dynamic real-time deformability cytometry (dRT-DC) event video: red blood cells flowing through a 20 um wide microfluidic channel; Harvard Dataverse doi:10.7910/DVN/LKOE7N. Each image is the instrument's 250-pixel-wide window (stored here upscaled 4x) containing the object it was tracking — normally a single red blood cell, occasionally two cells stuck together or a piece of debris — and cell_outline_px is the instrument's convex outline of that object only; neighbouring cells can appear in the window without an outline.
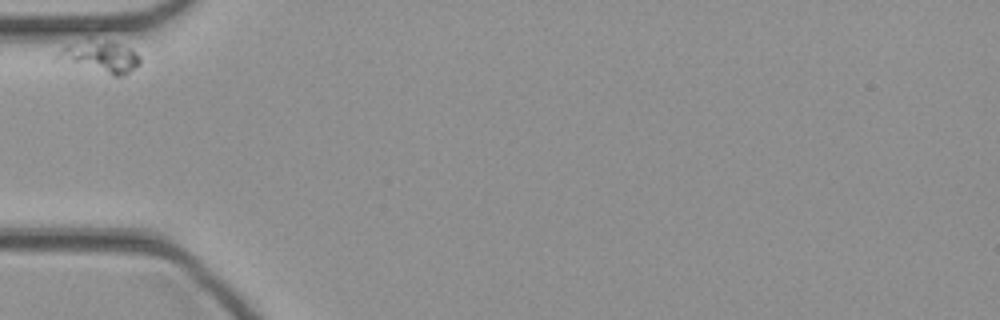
{"species": "common noctule bat (a hibernating species)", "species_latin": "Nyctalus noctula", "temperature_condition": "cold", "stored_images_in_passage": 30, "camera_frame_rate_fps": 3000, "um_per_image_px": 0.085, "animal": {"sex": "female", "body_mass_g": 21.9}, "frame": {"image": 1, "passage_image": 1, "time_ms": 0.0, "image_size_px": [1000, 320], "cell_outline_px": [[140, 64], [124, 76], [112, 76], [52, 60], [52, 56], [68, 44], [88, 36], [116, 44], [128, 48], [136, 52], [140, 56]], "centroid_in_image_um": [8.4, 4.82], "position_along_channel_um": 76.6, "area_um2": 16.07}}
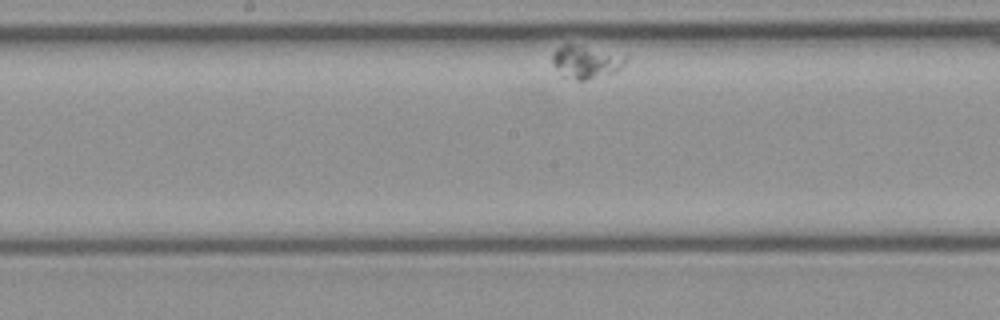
{"frame": {"image": 2, "passage_image": 14, "time_ms": 4.333, "image_size_px": [1000, 320], "cell_outline_px": [[628, 56], [624, 64], [616, 72], [584, 80], [576, 80], [560, 76], [552, 64], [552, 52], [556, 48], [564, 44], [572, 44]], "centroid_in_image_um": [49.74, 5.27], "position_along_channel_um": 198.5, "area_um2": 14.05}}
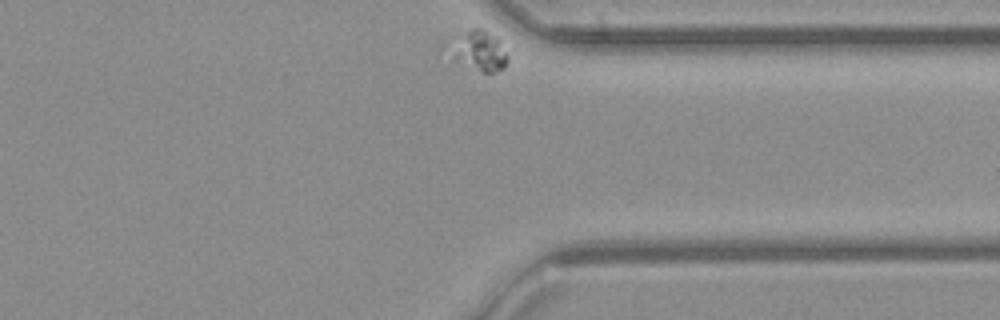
{"frame": {"image": 3, "passage_image": 30, "time_ms": 9.667, "image_size_px": [1000, 320], "cell_outline_px": [[508, 60], [504, 68], [492, 72], [480, 72], [452, 60], [444, 44], [448, 40], [472, 28], [484, 28], [496, 40], [508, 56]], "centroid_in_image_um": [40.57, 4.32], "position_along_channel_um": 370.8, "area_um2": 13.87}}